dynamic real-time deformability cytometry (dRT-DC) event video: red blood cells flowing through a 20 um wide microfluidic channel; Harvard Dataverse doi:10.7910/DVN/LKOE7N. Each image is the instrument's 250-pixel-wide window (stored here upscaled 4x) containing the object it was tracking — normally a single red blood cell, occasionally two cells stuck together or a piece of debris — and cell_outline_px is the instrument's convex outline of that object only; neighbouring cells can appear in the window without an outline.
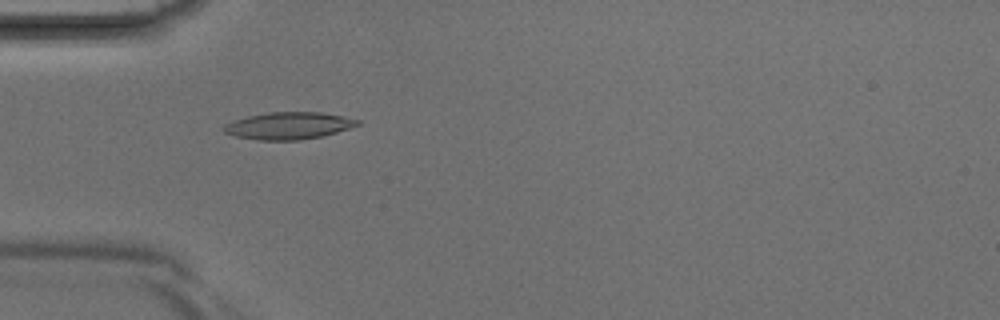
{"species": "Egyptian fruit bat (a non-hibernating species)", "species_latin": "Rousettus aegyptiacus", "temperature_condition": "room temperature", "stored_images_in_passage": 3, "camera_frame_rate_fps": 3000, "um_per_image_px": 0.085, "animal": {"sex": "male"}, "frame": {"image": 1, "passage_image": 3, "time_ms": 0.667, "image_size_px": [1000, 320], "cell_outline_px": [[360, 124], [336, 132], [320, 136], [300, 140], [260, 140], [236, 136], [224, 132], [224, 124], [248, 116], [268, 112], [320, 112], [360, 120]], "centroid_in_image_um": [24.52, 10.68], "position_along_channel_um": 60.5, "area_um2": 20.75}}